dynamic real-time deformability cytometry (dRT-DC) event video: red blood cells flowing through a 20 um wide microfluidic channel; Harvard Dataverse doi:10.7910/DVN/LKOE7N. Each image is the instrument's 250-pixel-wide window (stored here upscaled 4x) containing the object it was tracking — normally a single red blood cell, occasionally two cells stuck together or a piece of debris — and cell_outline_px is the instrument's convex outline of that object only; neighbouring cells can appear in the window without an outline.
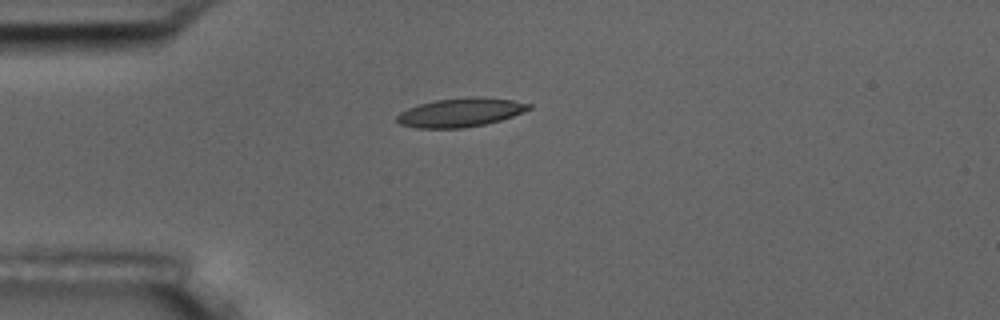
{"species": "common noctule bat (a hibernating species)", "species_latin": "Nyctalus noctula", "temperature_condition": "room temperature", "stored_images_in_passage": 5, "camera_frame_rate_fps": 3000, "um_per_image_px": 0.085, "animal": {"sex": "male", "body_mass_g": 17.5, "forearm_length_mm": 52.3}, "frame": {"image": 1, "passage_image": 1, "time_ms": 0.0, "image_size_px": [1000, 320], "cell_outline_px": [[532, 108], [512, 116], [500, 120], [484, 124], [464, 128], [416, 128], [400, 124], [396, 120], [396, 116], [400, 112], [408, 108], [420, 104], [436, 100], [468, 96], [484, 96], [512, 100], [532, 104]], "centroid_in_image_um": [39.14, 9.55], "position_along_channel_um": 45.9, "area_um2": 22.25}}
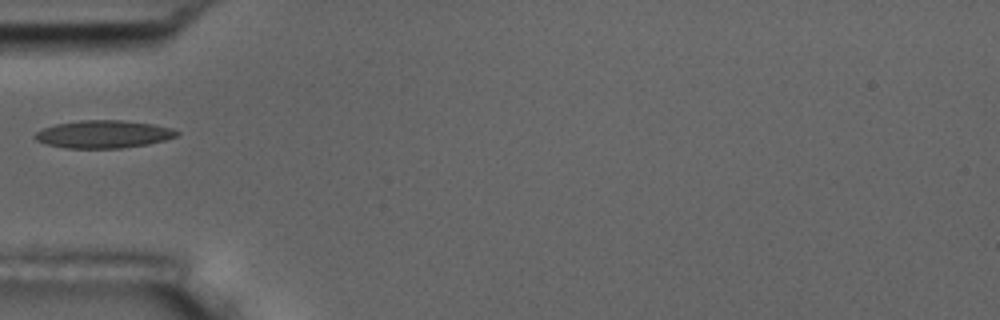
{"frame": {"image": 2, "passage_image": 2, "time_ms": 0.333, "image_size_px": [1000, 320], "cell_outline_px": [[180, 132], [176, 136], [164, 140], [148, 144], [120, 148], [64, 148], [44, 144], [36, 140], [32, 136], [36, 132], [44, 128], [56, 124], [80, 120], [120, 120], [156, 124], [172, 128]], "centroid_in_image_um": [8.78, 11.41], "position_along_channel_um": 76.2, "area_um2": 23.0}}
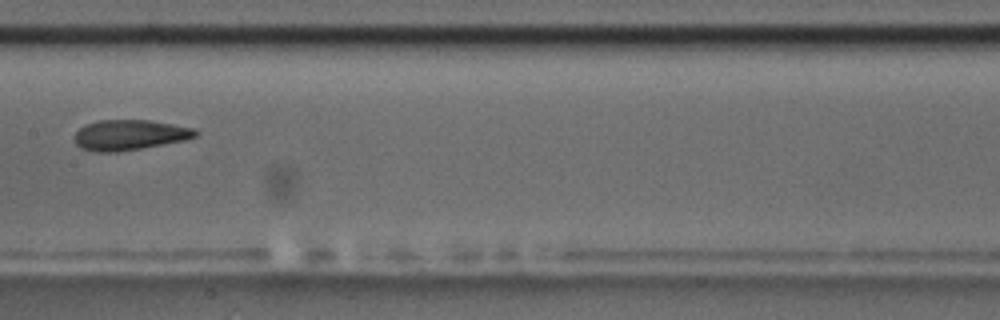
{"frame": {"image": 3, "passage_image": 5, "time_ms": 1.333, "image_size_px": [1000, 320], "cell_outline_px": [[200, 132], [196, 136], [184, 140], [140, 148], [116, 152], [96, 152], [80, 148], [76, 144], [72, 136], [84, 124], [100, 120], [148, 120], [196, 128]], "centroid_in_image_um": [10.98, 11.46], "position_along_channel_um": 196.4, "area_um2": 21.44}}